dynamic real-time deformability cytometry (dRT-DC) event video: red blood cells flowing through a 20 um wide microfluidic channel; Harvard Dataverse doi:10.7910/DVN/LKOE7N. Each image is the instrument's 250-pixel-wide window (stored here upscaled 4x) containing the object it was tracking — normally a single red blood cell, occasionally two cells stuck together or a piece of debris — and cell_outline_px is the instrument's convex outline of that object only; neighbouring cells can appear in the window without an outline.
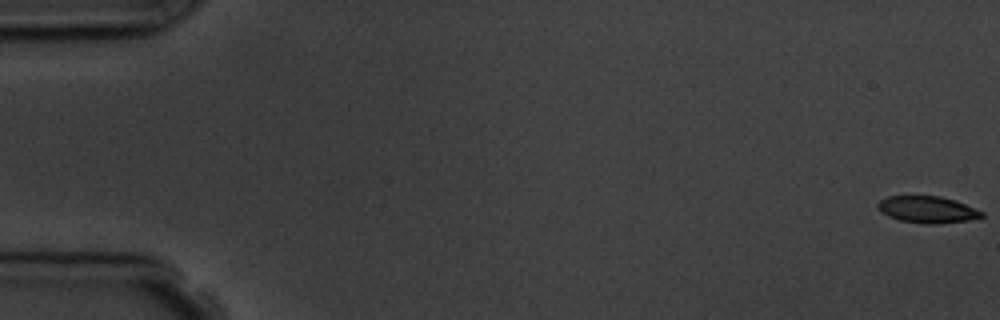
{"species": "common noctule bat (a hibernating species)", "species_latin": "Nyctalus noctula", "temperature_condition": "room temperature", "stored_images_in_passage": 5, "camera_frame_rate_fps": 3000, "um_per_image_px": 0.085, "animal": {"sex": "male", "body_mass_g": 19.5, "forearm_length_mm": 54.6}, "frame": {"image": 1, "passage_image": 1, "time_ms": 0.0, "image_size_px": [1000, 320], "cell_outline_px": [[984, 216], [968, 220], [936, 224], [924, 224], [900, 220], [888, 216], [880, 212], [876, 204], [880, 200], [888, 196], [940, 196], [956, 200], [984, 212]], "centroid_in_image_um": [78.82, 17.81], "position_along_channel_um": 6.2, "area_um2": 16.24}}
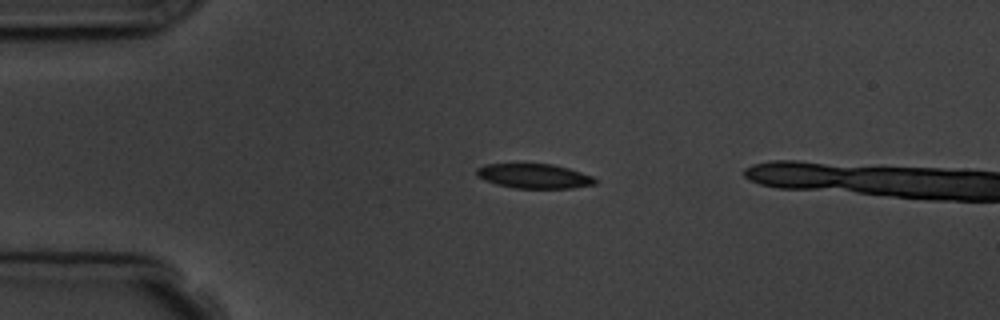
{"frame": {"image": 2, "passage_image": 4, "time_ms": 4.333, "image_size_px": [1000, 320], "cell_outline_px": [[600, 180], [596, 184], [572, 188], [516, 188], [496, 184], [484, 180], [476, 176], [476, 168], [484, 164], [552, 164], [568, 168], [592, 176]], "centroid_in_image_um": [45.4, 14.97], "position_along_channel_um": 39.6, "area_um2": 17.05}}